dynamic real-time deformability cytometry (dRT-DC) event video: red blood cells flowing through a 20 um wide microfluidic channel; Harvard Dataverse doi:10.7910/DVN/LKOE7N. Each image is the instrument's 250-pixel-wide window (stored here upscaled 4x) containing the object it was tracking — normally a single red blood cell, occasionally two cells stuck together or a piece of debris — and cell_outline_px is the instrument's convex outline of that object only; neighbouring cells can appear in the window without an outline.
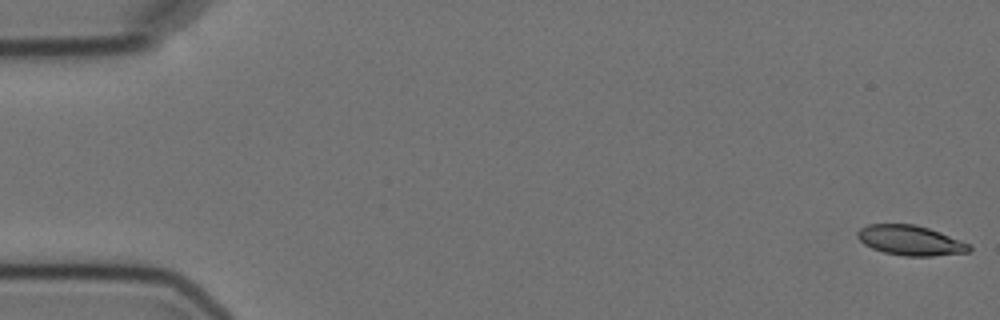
{"species": "Egyptian fruit bat (a non-hibernating species)", "species_latin": "Rousettus aegyptiacus", "temperature_condition": "cold", "stored_images_in_passage": 8, "camera_frame_rate_fps": 3000, "um_per_image_px": 0.085, "animal": {"sex": "female"}, "frame": {"image": 1, "passage_image": 1, "time_ms": 0.0, "image_size_px": [1000, 320], "cell_outline_px": [[972, 248], [968, 252], [932, 256], [904, 256], [884, 252], [872, 248], [864, 244], [856, 236], [856, 232], [860, 228], [868, 224], [916, 224], [940, 232], [960, 240], [968, 244]], "centroid_in_image_um": [77.35, 20.43], "position_along_channel_um": 7.7, "area_um2": 19.42}}
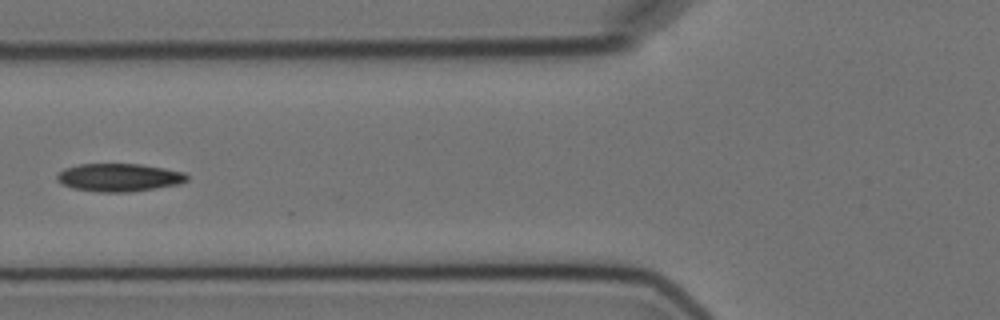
{"frame": {"image": 2, "passage_image": 7, "time_ms": 7.0, "image_size_px": [1000, 320], "cell_outline_px": [[188, 180], [180, 184], [156, 188], [128, 192], [100, 192], [72, 188], [60, 184], [56, 180], [56, 176], [64, 168], [80, 164], [140, 164], [164, 168], [184, 172], [188, 176]], "centroid_in_image_um": [10.11, 15.09], "position_along_channel_um": 115.7, "area_um2": 21.27}}
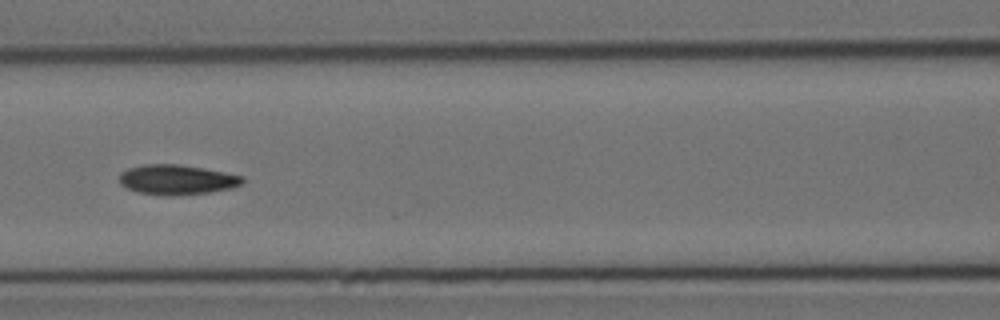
{"frame": {"image": 3, "passage_image": 8, "time_ms": 8.0, "image_size_px": [1000, 320], "cell_outline_px": [[244, 184], [232, 188], [208, 192], [168, 196], [140, 192], [128, 188], [120, 184], [120, 172], [128, 168], [144, 164], [180, 164], [204, 168], [244, 176]], "centroid_in_image_um": [15.06, 15.26], "position_along_channel_um": 151.5, "area_um2": 21.44}}